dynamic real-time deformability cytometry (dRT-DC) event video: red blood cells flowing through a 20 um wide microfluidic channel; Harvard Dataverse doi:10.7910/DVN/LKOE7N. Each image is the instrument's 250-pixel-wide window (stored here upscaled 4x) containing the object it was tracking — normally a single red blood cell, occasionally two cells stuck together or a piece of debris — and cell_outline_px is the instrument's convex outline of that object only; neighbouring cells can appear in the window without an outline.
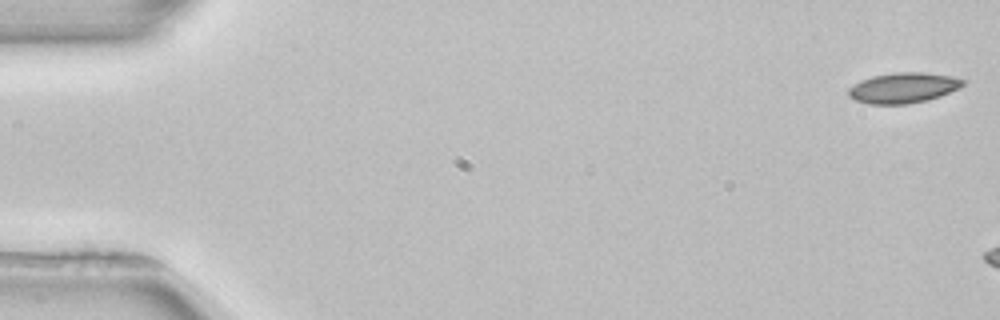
{"species": "common noctule bat (a hibernating species)", "species_latin": "Nyctalus noctula", "temperature_condition": "room temperature", "stored_images_in_passage": 9, "camera_frame_rate_fps": 3000, "um_per_image_px": 0.085, "animal": {"sex": "female", "body_mass_g": 22.7, "forearm_length_mm": 54.2}, "frame": {"image": 1, "passage_image": 1, "time_ms": 0.0, "image_size_px": [1000, 320], "cell_outline_px": [[968, 80], [960, 88], [940, 96], [928, 100], [908, 104], [868, 104], [856, 100], [848, 96], [848, 88], [860, 80], [872, 76], [896, 72], [924, 72], [948, 76]], "centroid_in_image_um": [76.78, 7.47], "position_along_channel_um": 8.2, "area_um2": 20.4}}